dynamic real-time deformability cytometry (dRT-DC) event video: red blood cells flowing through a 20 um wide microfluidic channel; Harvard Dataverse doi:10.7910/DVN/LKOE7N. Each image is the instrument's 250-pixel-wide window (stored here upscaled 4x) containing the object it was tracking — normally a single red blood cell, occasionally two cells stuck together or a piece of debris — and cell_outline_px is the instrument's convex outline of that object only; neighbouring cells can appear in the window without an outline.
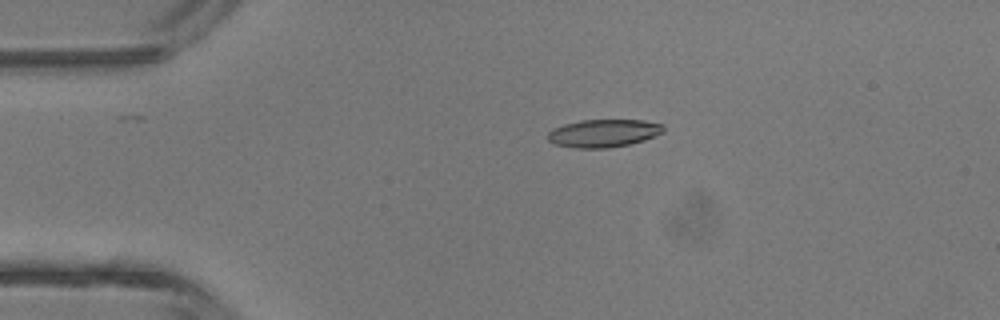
{"species": "common noctule bat (a hibernating species)", "species_latin": "Nyctalus noctula", "temperature_condition": "room temperature", "stored_images_in_passage": 4, "camera_frame_rate_fps": 3000, "um_per_image_px": 0.085, "animal": {"sex": "male", "body_mass_g": 13.3}, "frame": {"image": 1, "passage_image": 3, "time_ms": 2.333, "image_size_px": [1000, 320], "cell_outline_px": [[664, 132], [644, 140], [628, 144], [608, 148], [576, 148], [556, 144], [548, 140], [548, 132], [564, 124], [580, 120], [644, 120], [664, 124]], "centroid_in_image_um": [51.33, 11.31], "position_along_channel_um": 33.7, "area_um2": 18.67}}